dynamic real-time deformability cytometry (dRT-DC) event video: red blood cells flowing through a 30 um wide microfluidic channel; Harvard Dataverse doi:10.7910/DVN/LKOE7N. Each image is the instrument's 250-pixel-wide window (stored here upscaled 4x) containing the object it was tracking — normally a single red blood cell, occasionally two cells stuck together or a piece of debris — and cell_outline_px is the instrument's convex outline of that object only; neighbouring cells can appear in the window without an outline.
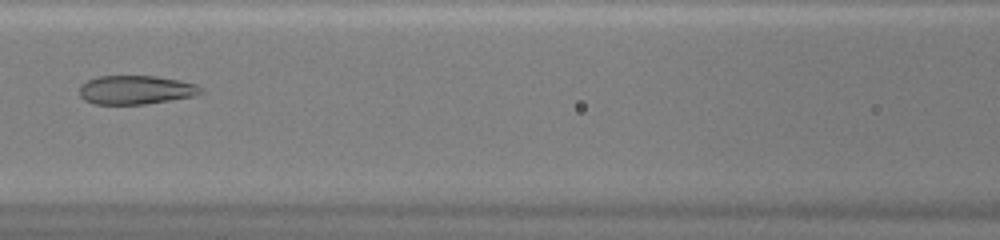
{"species": "common noctule bat (a hibernating species)", "species_latin": "Nyctalus noctula", "temperature_condition": "warm", "stored_images_in_passage": 42, "camera_frame_rate_fps": 3000, "um_per_image_px": 0.085, "animal": {"sex": "female", "body_mass_g": 20.0, "forearm_length_mm": 54.0}, "frame": {"image": 1, "passage_image": 18, "time_ms": 5.667, "image_size_px": [1000, 240], "cell_outline_px": [[204, 92], [192, 96], [144, 104], [96, 104], [84, 100], [80, 96], [80, 84], [88, 80], [100, 76], [156, 76], [180, 80], [196, 84]], "centroid_in_image_um": [11.52, 7.63], "position_along_channel_um": 155.1, "area_um2": 20.23}}
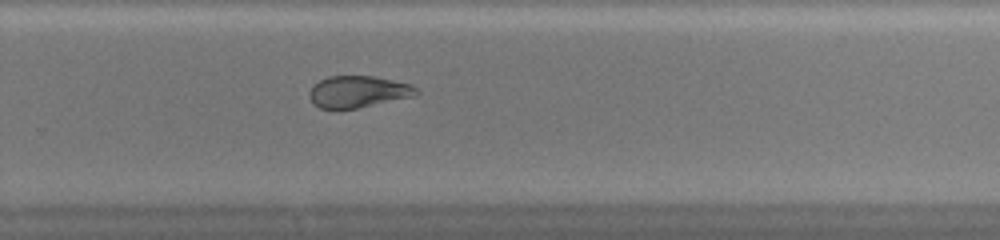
{"frame": {"image": 2, "passage_image": 28, "time_ms": 9.0, "image_size_px": [1000, 240], "cell_outline_px": [[420, 92], [416, 96], [356, 108], [320, 108], [312, 104], [308, 96], [308, 92], [312, 84], [328, 76], [376, 76], [412, 84]], "centroid_in_image_um": [30.43, 7.78], "position_along_channel_um": 299.4, "area_um2": 20.0}}
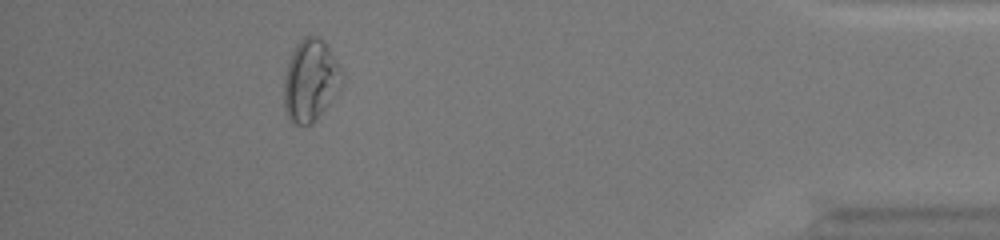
{"frame": {"image": 3, "passage_image": 39, "time_ms": 12.667, "image_size_px": [1000, 240], "cell_outline_px": [[344, 84], [316, 120], [312, 124], [292, 124], [288, 120], [284, 108], [284, 76], [288, 60], [296, 44], [304, 36], [320, 36], [328, 44], [344, 76]], "centroid_in_image_um": [26.4, 6.83], "position_along_channel_um": 408.8, "area_um2": 28.21}, "authors_computed_cell_mechanics": {"area_um2": 21.1837, "velocity_mm_per_s": 4.3347, "shape_relaxation_time_tau1_ms": null, "shape_relaxation_time_tau2_ms": 1.4677, "deformation_change_tau1": null, "deformation_change_tau2": 0.0959}}